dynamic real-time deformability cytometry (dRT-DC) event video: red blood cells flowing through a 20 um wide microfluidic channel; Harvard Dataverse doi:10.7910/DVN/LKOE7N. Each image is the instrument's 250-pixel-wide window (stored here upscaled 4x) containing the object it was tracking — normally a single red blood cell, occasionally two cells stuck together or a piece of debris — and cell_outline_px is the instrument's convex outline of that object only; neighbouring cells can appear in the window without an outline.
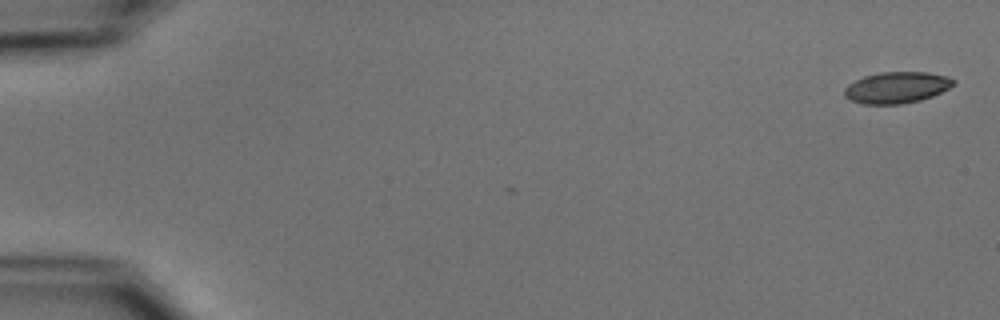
{"species": "common noctule bat (a hibernating species)", "species_latin": "Nyctalus noctula", "temperature_condition": "cold", "stored_images_in_passage": 3, "camera_frame_rate_fps": 3000, "um_per_image_px": 0.085, "animal": {"sex": "male", "body_mass_g": 15.6}, "frame": {"image": 1, "passage_image": 1, "time_ms": 0.0, "image_size_px": [1000, 320], "cell_outline_px": [[956, 84], [932, 96], [920, 100], [900, 104], [864, 104], [852, 100], [844, 96], [844, 88], [848, 84], [864, 76], [880, 72], [928, 72], [948, 76], [956, 80]], "centroid_in_image_um": [76.24, 7.43], "position_along_channel_um": 8.8, "area_um2": 19.94}}